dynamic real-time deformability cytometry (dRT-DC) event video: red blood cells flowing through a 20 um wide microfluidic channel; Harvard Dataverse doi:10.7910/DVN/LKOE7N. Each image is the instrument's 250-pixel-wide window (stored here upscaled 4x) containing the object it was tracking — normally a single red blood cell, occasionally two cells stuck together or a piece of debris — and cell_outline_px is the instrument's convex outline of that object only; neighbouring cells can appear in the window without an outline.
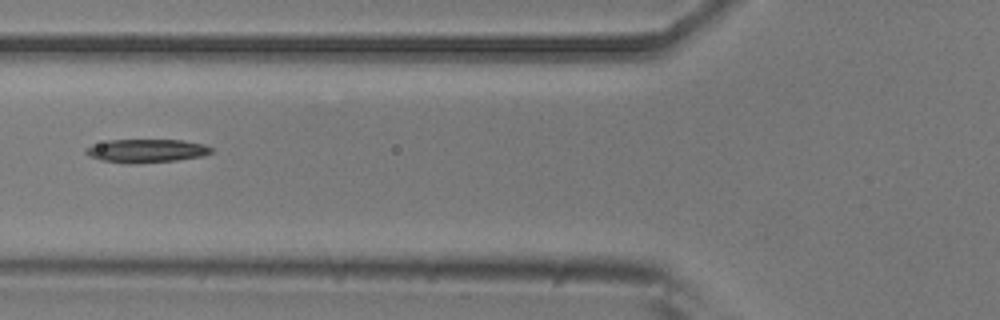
{"species": "common noctule bat (a hibernating species)", "species_latin": "Nyctalus noctula", "temperature_condition": "room temperature", "stored_images_in_passage": 2, "camera_frame_rate_fps": 3000, "um_per_image_px": 0.085, "animal": {"sex": "male", "body_mass_g": 20.5, "forearm_length_mm": 52.5}, "frame": {"image": 1, "passage_image": 2, "time_ms": 1.0, "image_size_px": [1000, 320], "cell_outline_px": [[212, 152], [204, 156], [176, 160], [128, 164], [100, 160], [88, 156], [84, 152], [84, 148], [92, 144], [108, 140], [180, 140], [204, 144], [212, 148]], "centroid_in_image_um": [12.39, 12.82], "position_along_channel_um": 113.4, "area_um2": 17.22}}